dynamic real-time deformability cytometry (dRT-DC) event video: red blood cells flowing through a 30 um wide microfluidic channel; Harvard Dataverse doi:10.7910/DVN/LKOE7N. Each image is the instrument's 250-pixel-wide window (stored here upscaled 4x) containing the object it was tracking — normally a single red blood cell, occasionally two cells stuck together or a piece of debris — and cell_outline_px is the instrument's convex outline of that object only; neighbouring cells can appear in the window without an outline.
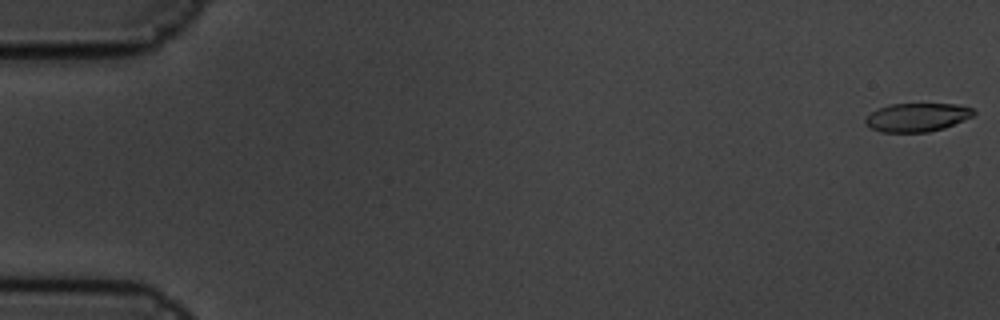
{"species": "common noctule bat (a hibernating species)", "species_latin": "Nyctalus noctula", "temperature_condition": "cold", "stored_images_in_passage": 61, "camera_frame_rate_fps": 3000, "um_per_image_px": 0.085, "animal": {"sex": "male", "body_mass_g": 19.5, "forearm_length_mm": 54.6}, "frame": {"image": 1, "passage_image": 1, "time_ms": 0.0, "image_size_px": [1000, 320], "cell_outline_px": [[976, 112], [972, 116], [964, 120], [944, 128], [928, 132], [880, 132], [872, 128], [864, 120], [872, 112], [888, 104], [956, 104], [972, 108]], "centroid_in_image_um": [77.97, 9.97], "position_along_channel_um": 7.0, "area_um2": 17.8}}
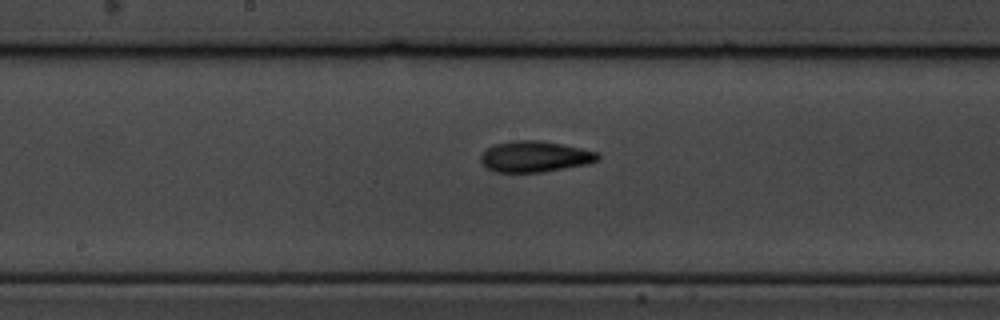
{"frame": {"image": 2, "passage_image": 32, "time_ms": 10.333, "image_size_px": [1000, 320], "cell_outline_px": [[600, 160], [588, 164], [544, 172], [496, 172], [488, 168], [480, 160], [480, 156], [488, 148], [496, 144], [512, 140], [540, 140], [564, 144], [600, 152]], "centroid_in_image_um": [45.53, 13.3], "position_along_channel_um": 202.7, "area_um2": 21.33}}
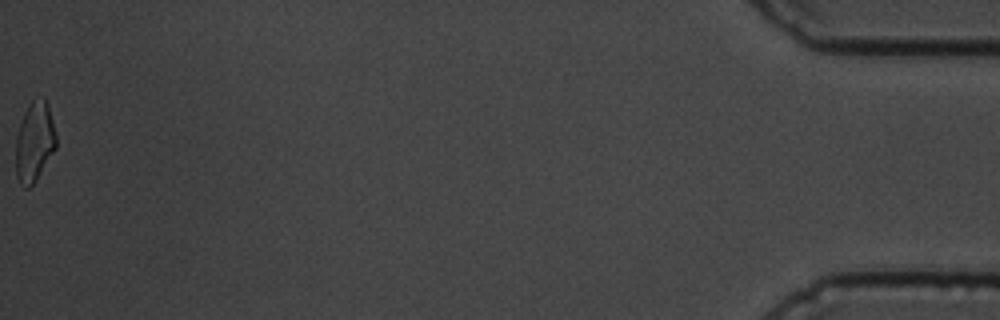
{"frame": {"image": 3, "passage_image": 61, "time_ms": 20.0, "image_size_px": [1000, 320], "cell_outline_px": [[56, 148], [36, 180], [28, 188], [24, 188], [20, 184], [16, 176], [16, 136], [24, 112], [28, 104], [32, 100], [44, 96], [56, 132]], "centroid_in_image_um": [2.92, 12.06], "position_along_channel_um": 432.3, "area_um2": 18.73}, "authors_computed_cell_mechanics": {"area_um2": 19.5942, "velocity_mm_per_s": 3.36, "shape_relaxation_time_tau1_ms": 4.8502, "shape_relaxation_time_tau2_ms": 3.2198, "deformation_change_tau1": 0.1322, "deformation_change_tau2": 0.0969}}